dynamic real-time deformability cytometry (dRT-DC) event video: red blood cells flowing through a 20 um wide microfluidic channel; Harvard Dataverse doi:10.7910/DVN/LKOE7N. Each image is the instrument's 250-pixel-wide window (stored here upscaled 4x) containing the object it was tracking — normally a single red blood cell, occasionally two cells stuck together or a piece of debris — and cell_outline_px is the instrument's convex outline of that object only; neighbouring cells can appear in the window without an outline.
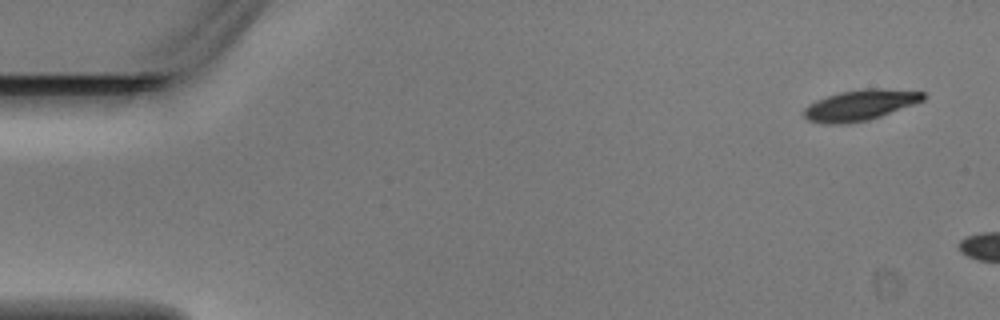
{"species": "Egyptian fruit bat (a non-hibernating species)", "species_latin": "Rousettus aegyptiacus", "temperature_condition": "warm", "stored_images_in_passage": 2, "camera_frame_rate_fps": 3000, "um_per_image_px": 0.085, "animal": {"sex": "male"}, "frame": {"image": 1, "passage_image": 1, "time_ms": 0.0, "image_size_px": [1000, 320], "cell_outline_px": [[928, 96], [924, 100], [880, 116], [868, 120], [848, 124], [820, 124], [808, 120], [804, 116], [804, 108], [808, 104], [816, 100], [840, 92], [864, 88], [876, 88], [924, 92]], "centroid_in_image_um": [73.08, 8.94], "position_along_channel_um": 11.9, "area_um2": 21.33}}